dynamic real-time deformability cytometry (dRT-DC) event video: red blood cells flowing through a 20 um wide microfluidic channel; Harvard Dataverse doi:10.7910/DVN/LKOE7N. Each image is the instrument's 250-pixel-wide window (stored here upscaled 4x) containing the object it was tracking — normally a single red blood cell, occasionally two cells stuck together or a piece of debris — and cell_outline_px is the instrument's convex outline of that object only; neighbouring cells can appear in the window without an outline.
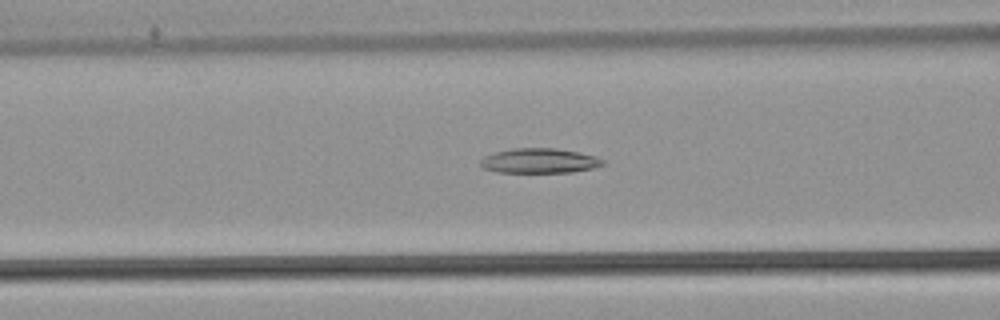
{"species": "common noctule bat (a hibernating species)", "species_latin": "Nyctalus noctula", "temperature_condition": "warm", "stored_images_in_passage": 49, "camera_frame_rate_fps": 3000, "um_per_image_px": 0.085, "animal": {"sex": "male", "body_mass_g": 21.5, "forearm_length_mm": 52.0}, "frame": {"image": 1, "passage_image": 20, "time_ms": 6.333, "image_size_px": [1000, 320], "cell_outline_px": [[608, 164], [592, 168], [572, 172], [496, 172], [484, 168], [480, 164], [480, 160], [484, 156], [496, 152], [512, 148], [556, 148], [596, 156], [604, 160]], "centroid_in_image_um": [45.87, 13.66], "position_along_channel_um": 120.7, "area_um2": 17.69}}
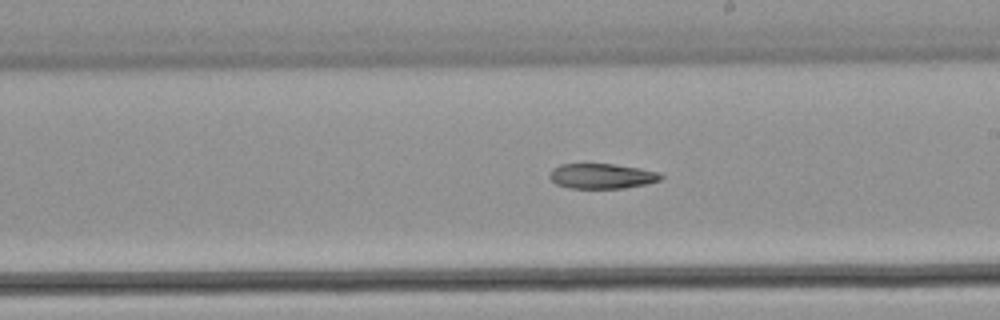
{"frame": {"image": 2, "passage_image": 29, "time_ms": 9.333, "image_size_px": [1000, 320], "cell_outline_px": [[664, 176], [660, 180], [648, 184], [624, 188], [572, 188], [556, 184], [548, 176], [552, 168], [560, 164], [612, 164], [640, 168], [660, 172]], "centroid_in_image_um": [51.18, 14.96], "position_along_channel_um": 237.8, "area_um2": 16.36}}
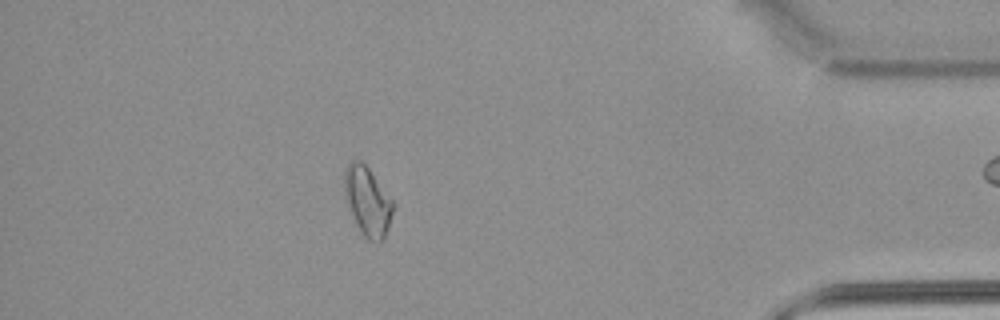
{"frame": {"image": 3, "passage_image": 45, "time_ms": 14.667, "image_size_px": [1000, 320], "cell_outline_px": [[392, 212], [384, 240], [368, 240], [360, 232], [352, 216], [344, 196], [344, 172], [348, 164], [352, 160], [360, 160], [368, 168], [392, 200]], "centroid_in_image_um": [31.2, 17.1], "position_along_channel_um": 404.0, "area_um2": 19.13}}